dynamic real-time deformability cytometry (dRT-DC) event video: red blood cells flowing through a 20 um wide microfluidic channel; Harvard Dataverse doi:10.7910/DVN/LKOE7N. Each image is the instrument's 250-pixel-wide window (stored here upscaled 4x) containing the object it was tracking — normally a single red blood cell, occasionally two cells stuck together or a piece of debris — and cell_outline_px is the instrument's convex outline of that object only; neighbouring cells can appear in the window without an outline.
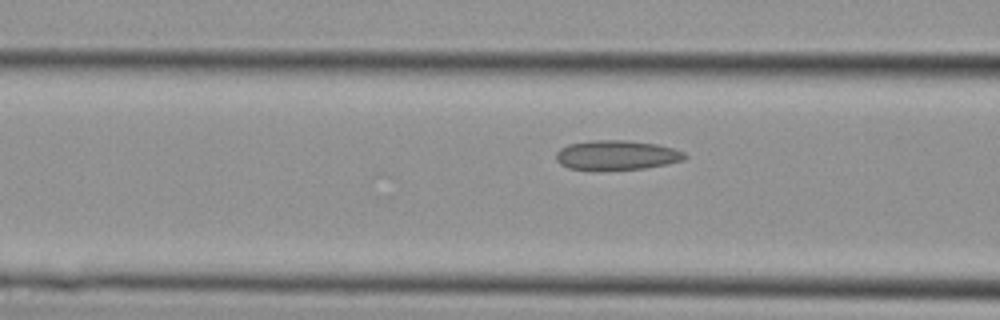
{"species": "Egyptian fruit bat (a non-hibernating species)", "species_latin": "Rousettus aegyptiacus", "temperature_condition": "cold", "stored_images_in_passage": 4, "camera_frame_rate_fps": 3000, "um_per_image_px": 0.085, "animal": {"sex": "female"}, "frame": {"image": 1, "passage_image": 4, "time_ms": 1.0, "image_size_px": [1000, 320], "cell_outline_px": [[688, 156], [684, 160], [668, 164], [644, 168], [592, 172], [568, 168], [560, 164], [556, 160], [556, 152], [560, 148], [568, 144], [592, 140], [624, 140], [656, 144], [672, 148], [684, 152]], "centroid_in_image_um": [52.37, 13.22], "position_along_channel_um": 114.2, "area_um2": 22.77}}